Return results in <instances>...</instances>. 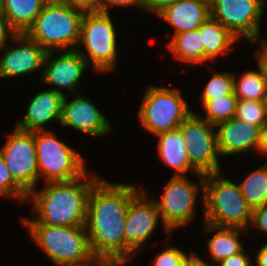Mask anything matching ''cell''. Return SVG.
I'll use <instances>...</instances> for the list:
<instances>
[{"label":"cell","mask_w":267,"mask_h":266,"mask_svg":"<svg viewBox=\"0 0 267 266\" xmlns=\"http://www.w3.org/2000/svg\"><path fill=\"white\" fill-rule=\"evenodd\" d=\"M11 44L1 49L0 80L34 74L43 68L47 51L25 33L16 34ZM18 44V45H17ZM17 45V46H16Z\"/></svg>","instance_id":"16"},{"label":"cell","mask_w":267,"mask_h":266,"mask_svg":"<svg viewBox=\"0 0 267 266\" xmlns=\"http://www.w3.org/2000/svg\"><path fill=\"white\" fill-rule=\"evenodd\" d=\"M157 140V152L160 159L173 169V176L197 174L188 159L187 147L179 129L162 132L154 136Z\"/></svg>","instance_id":"21"},{"label":"cell","mask_w":267,"mask_h":266,"mask_svg":"<svg viewBox=\"0 0 267 266\" xmlns=\"http://www.w3.org/2000/svg\"><path fill=\"white\" fill-rule=\"evenodd\" d=\"M258 251H256L255 259L254 260V266H267V243L262 244V246L259 248Z\"/></svg>","instance_id":"40"},{"label":"cell","mask_w":267,"mask_h":266,"mask_svg":"<svg viewBox=\"0 0 267 266\" xmlns=\"http://www.w3.org/2000/svg\"><path fill=\"white\" fill-rule=\"evenodd\" d=\"M194 177L197 183L187 176L172 175L163 188L161 197L153 199L162 219L164 233L168 236L179 227L193 222L200 192L204 213L205 175L197 173Z\"/></svg>","instance_id":"7"},{"label":"cell","mask_w":267,"mask_h":266,"mask_svg":"<svg viewBox=\"0 0 267 266\" xmlns=\"http://www.w3.org/2000/svg\"><path fill=\"white\" fill-rule=\"evenodd\" d=\"M247 204L255 209L267 204V163L251 171L238 182Z\"/></svg>","instance_id":"26"},{"label":"cell","mask_w":267,"mask_h":266,"mask_svg":"<svg viewBox=\"0 0 267 266\" xmlns=\"http://www.w3.org/2000/svg\"><path fill=\"white\" fill-rule=\"evenodd\" d=\"M222 175V171L205 175L203 222L249 230L253 209L239 184Z\"/></svg>","instance_id":"4"},{"label":"cell","mask_w":267,"mask_h":266,"mask_svg":"<svg viewBox=\"0 0 267 266\" xmlns=\"http://www.w3.org/2000/svg\"><path fill=\"white\" fill-rule=\"evenodd\" d=\"M252 256L247 253L244 248L240 253L231 255L225 260L219 262L216 266H254Z\"/></svg>","instance_id":"34"},{"label":"cell","mask_w":267,"mask_h":266,"mask_svg":"<svg viewBox=\"0 0 267 266\" xmlns=\"http://www.w3.org/2000/svg\"><path fill=\"white\" fill-rule=\"evenodd\" d=\"M204 46V64L217 60V57L231 54L234 44L238 41L220 22L209 17L198 28Z\"/></svg>","instance_id":"22"},{"label":"cell","mask_w":267,"mask_h":266,"mask_svg":"<svg viewBox=\"0 0 267 266\" xmlns=\"http://www.w3.org/2000/svg\"><path fill=\"white\" fill-rule=\"evenodd\" d=\"M250 228H257L267 235V204L253 209Z\"/></svg>","instance_id":"35"},{"label":"cell","mask_w":267,"mask_h":266,"mask_svg":"<svg viewBox=\"0 0 267 266\" xmlns=\"http://www.w3.org/2000/svg\"><path fill=\"white\" fill-rule=\"evenodd\" d=\"M17 33L10 27L0 12V50L10 42ZM10 39V40H9Z\"/></svg>","instance_id":"38"},{"label":"cell","mask_w":267,"mask_h":266,"mask_svg":"<svg viewBox=\"0 0 267 266\" xmlns=\"http://www.w3.org/2000/svg\"><path fill=\"white\" fill-rule=\"evenodd\" d=\"M63 94L51 90L37 91L28 103L25 114L14 125L24 131H45L51 121L60 123L62 115Z\"/></svg>","instance_id":"18"},{"label":"cell","mask_w":267,"mask_h":266,"mask_svg":"<svg viewBox=\"0 0 267 266\" xmlns=\"http://www.w3.org/2000/svg\"><path fill=\"white\" fill-rule=\"evenodd\" d=\"M199 29L180 32L166 43L174 59L190 65L204 64V46Z\"/></svg>","instance_id":"24"},{"label":"cell","mask_w":267,"mask_h":266,"mask_svg":"<svg viewBox=\"0 0 267 266\" xmlns=\"http://www.w3.org/2000/svg\"><path fill=\"white\" fill-rule=\"evenodd\" d=\"M266 6L267 0H211L210 17L239 40L244 37L252 42L261 39V19Z\"/></svg>","instance_id":"11"},{"label":"cell","mask_w":267,"mask_h":266,"mask_svg":"<svg viewBox=\"0 0 267 266\" xmlns=\"http://www.w3.org/2000/svg\"><path fill=\"white\" fill-rule=\"evenodd\" d=\"M214 263L205 261L204 258H201L195 252L191 251L187 255V266H216Z\"/></svg>","instance_id":"39"},{"label":"cell","mask_w":267,"mask_h":266,"mask_svg":"<svg viewBox=\"0 0 267 266\" xmlns=\"http://www.w3.org/2000/svg\"><path fill=\"white\" fill-rule=\"evenodd\" d=\"M41 0H0V12L17 33H26L44 7Z\"/></svg>","instance_id":"23"},{"label":"cell","mask_w":267,"mask_h":266,"mask_svg":"<svg viewBox=\"0 0 267 266\" xmlns=\"http://www.w3.org/2000/svg\"><path fill=\"white\" fill-rule=\"evenodd\" d=\"M0 197L16 198L20 203H26L28 193L12 178L0 151ZM26 201V202H25Z\"/></svg>","instance_id":"30"},{"label":"cell","mask_w":267,"mask_h":266,"mask_svg":"<svg viewBox=\"0 0 267 266\" xmlns=\"http://www.w3.org/2000/svg\"><path fill=\"white\" fill-rule=\"evenodd\" d=\"M203 232L206 235L213 236L207 240L208 253L211 256L215 265L225 260L231 255L240 253L244 249V244L241 241V235H244L250 230L228 227V226H217L210 223L203 222Z\"/></svg>","instance_id":"20"},{"label":"cell","mask_w":267,"mask_h":266,"mask_svg":"<svg viewBox=\"0 0 267 266\" xmlns=\"http://www.w3.org/2000/svg\"><path fill=\"white\" fill-rule=\"evenodd\" d=\"M162 222L157 204L143 189L130 201L127 209L125 234V266L156 232ZM141 248V249H140Z\"/></svg>","instance_id":"13"},{"label":"cell","mask_w":267,"mask_h":266,"mask_svg":"<svg viewBox=\"0 0 267 266\" xmlns=\"http://www.w3.org/2000/svg\"><path fill=\"white\" fill-rule=\"evenodd\" d=\"M257 153L263 157L267 155V126L262 129L261 142Z\"/></svg>","instance_id":"41"},{"label":"cell","mask_w":267,"mask_h":266,"mask_svg":"<svg viewBox=\"0 0 267 266\" xmlns=\"http://www.w3.org/2000/svg\"><path fill=\"white\" fill-rule=\"evenodd\" d=\"M138 109L139 127L156 136L176 130L193 112L177 87L150 85Z\"/></svg>","instance_id":"8"},{"label":"cell","mask_w":267,"mask_h":266,"mask_svg":"<svg viewBox=\"0 0 267 266\" xmlns=\"http://www.w3.org/2000/svg\"><path fill=\"white\" fill-rule=\"evenodd\" d=\"M173 28V35L198 29L210 17V2L178 0L157 15Z\"/></svg>","instance_id":"19"},{"label":"cell","mask_w":267,"mask_h":266,"mask_svg":"<svg viewBox=\"0 0 267 266\" xmlns=\"http://www.w3.org/2000/svg\"><path fill=\"white\" fill-rule=\"evenodd\" d=\"M83 15L64 3L44 5L25 34L47 52L73 50L79 41Z\"/></svg>","instance_id":"6"},{"label":"cell","mask_w":267,"mask_h":266,"mask_svg":"<svg viewBox=\"0 0 267 266\" xmlns=\"http://www.w3.org/2000/svg\"><path fill=\"white\" fill-rule=\"evenodd\" d=\"M165 249L155 255L152 266H179V263L188 255L183 250L171 246L170 238L165 239Z\"/></svg>","instance_id":"31"},{"label":"cell","mask_w":267,"mask_h":266,"mask_svg":"<svg viewBox=\"0 0 267 266\" xmlns=\"http://www.w3.org/2000/svg\"><path fill=\"white\" fill-rule=\"evenodd\" d=\"M13 128L0 151L12 178L29 194L40 183L34 132Z\"/></svg>","instance_id":"12"},{"label":"cell","mask_w":267,"mask_h":266,"mask_svg":"<svg viewBox=\"0 0 267 266\" xmlns=\"http://www.w3.org/2000/svg\"><path fill=\"white\" fill-rule=\"evenodd\" d=\"M234 117L258 125L263 129L267 126L266 102L238 100Z\"/></svg>","instance_id":"29"},{"label":"cell","mask_w":267,"mask_h":266,"mask_svg":"<svg viewBox=\"0 0 267 266\" xmlns=\"http://www.w3.org/2000/svg\"><path fill=\"white\" fill-rule=\"evenodd\" d=\"M199 101L205 115H198L211 125L216 126L234 117L238 99L233 93L214 99H200Z\"/></svg>","instance_id":"27"},{"label":"cell","mask_w":267,"mask_h":266,"mask_svg":"<svg viewBox=\"0 0 267 266\" xmlns=\"http://www.w3.org/2000/svg\"><path fill=\"white\" fill-rule=\"evenodd\" d=\"M111 17L102 11L84 13L76 47L88 65L101 74L114 71L119 59L118 31Z\"/></svg>","instance_id":"5"},{"label":"cell","mask_w":267,"mask_h":266,"mask_svg":"<svg viewBox=\"0 0 267 266\" xmlns=\"http://www.w3.org/2000/svg\"><path fill=\"white\" fill-rule=\"evenodd\" d=\"M100 174L88 173L71 181L47 182L37 186L27 197L33 218L22 217V224L51 226H85L87 200Z\"/></svg>","instance_id":"2"},{"label":"cell","mask_w":267,"mask_h":266,"mask_svg":"<svg viewBox=\"0 0 267 266\" xmlns=\"http://www.w3.org/2000/svg\"><path fill=\"white\" fill-rule=\"evenodd\" d=\"M179 266H187V256L179 263Z\"/></svg>","instance_id":"43"},{"label":"cell","mask_w":267,"mask_h":266,"mask_svg":"<svg viewBox=\"0 0 267 266\" xmlns=\"http://www.w3.org/2000/svg\"><path fill=\"white\" fill-rule=\"evenodd\" d=\"M97 266H111V265H107V264L100 263V264L97 265Z\"/></svg>","instance_id":"44"},{"label":"cell","mask_w":267,"mask_h":266,"mask_svg":"<svg viewBox=\"0 0 267 266\" xmlns=\"http://www.w3.org/2000/svg\"><path fill=\"white\" fill-rule=\"evenodd\" d=\"M72 100L67 94L62 102L61 126L70 127L78 132L101 138L112 132L113 124L96 107L90 98L81 95L80 92L74 94Z\"/></svg>","instance_id":"15"},{"label":"cell","mask_w":267,"mask_h":266,"mask_svg":"<svg viewBox=\"0 0 267 266\" xmlns=\"http://www.w3.org/2000/svg\"><path fill=\"white\" fill-rule=\"evenodd\" d=\"M29 238L56 266H97L85 226L23 224Z\"/></svg>","instance_id":"3"},{"label":"cell","mask_w":267,"mask_h":266,"mask_svg":"<svg viewBox=\"0 0 267 266\" xmlns=\"http://www.w3.org/2000/svg\"><path fill=\"white\" fill-rule=\"evenodd\" d=\"M45 5L63 3V0H41Z\"/></svg>","instance_id":"42"},{"label":"cell","mask_w":267,"mask_h":266,"mask_svg":"<svg viewBox=\"0 0 267 266\" xmlns=\"http://www.w3.org/2000/svg\"><path fill=\"white\" fill-rule=\"evenodd\" d=\"M176 1L178 0H140V9L158 15L166 7L172 5Z\"/></svg>","instance_id":"36"},{"label":"cell","mask_w":267,"mask_h":266,"mask_svg":"<svg viewBox=\"0 0 267 266\" xmlns=\"http://www.w3.org/2000/svg\"><path fill=\"white\" fill-rule=\"evenodd\" d=\"M88 67V63L76 49L50 51L45 55L38 80L45 87L50 86L48 89L63 95H66L63 90H67L74 96L77 89H80L83 74Z\"/></svg>","instance_id":"14"},{"label":"cell","mask_w":267,"mask_h":266,"mask_svg":"<svg viewBox=\"0 0 267 266\" xmlns=\"http://www.w3.org/2000/svg\"><path fill=\"white\" fill-rule=\"evenodd\" d=\"M63 3L82 13L100 11V0H63Z\"/></svg>","instance_id":"33"},{"label":"cell","mask_w":267,"mask_h":266,"mask_svg":"<svg viewBox=\"0 0 267 266\" xmlns=\"http://www.w3.org/2000/svg\"><path fill=\"white\" fill-rule=\"evenodd\" d=\"M251 43V47L252 45H259V48H257L253 53H254V59L256 61V66L260 69L263 79L266 81L267 83V39H260L257 41H252L249 42L248 44L250 45ZM259 43V44H258Z\"/></svg>","instance_id":"32"},{"label":"cell","mask_w":267,"mask_h":266,"mask_svg":"<svg viewBox=\"0 0 267 266\" xmlns=\"http://www.w3.org/2000/svg\"><path fill=\"white\" fill-rule=\"evenodd\" d=\"M212 77L201 91L199 99H214L233 94L234 75L232 72L213 71Z\"/></svg>","instance_id":"28"},{"label":"cell","mask_w":267,"mask_h":266,"mask_svg":"<svg viewBox=\"0 0 267 266\" xmlns=\"http://www.w3.org/2000/svg\"><path fill=\"white\" fill-rule=\"evenodd\" d=\"M128 7L135 6L140 8V0H100V11L111 12V7Z\"/></svg>","instance_id":"37"},{"label":"cell","mask_w":267,"mask_h":266,"mask_svg":"<svg viewBox=\"0 0 267 266\" xmlns=\"http://www.w3.org/2000/svg\"><path fill=\"white\" fill-rule=\"evenodd\" d=\"M215 127L220 157L241 156L252 150L257 154L262 135L258 125L233 117Z\"/></svg>","instance_id":"17"},{"label":"cell","mask_w":267,"mask_h":266,"mask_svg":"<svg viewBox=\"0 0 267 266\" xmlns=\"http://www.w3.org/2000/svg\"><path fill=\"white\" fill-rule=\"evenodd\" d=\"M107 180L100 177L89 192L85 227L92 253L99 263L125 266L127 209L142 189L137 184Z\"/></svg>","instance_id":"1"},{"label":"cell","mask_w":267,"mask_h":266,"mask_svg":"<svg viewBox=\"0 0 267 266\" xmlns=\"http://www.w3.org/2000/svg\"><path fill=\"white\" fill-rule=\"evenodd\" d=\"M39 181L45 183L71 181L83 176L86 170L84 157L67 145L51 130L34 131Z\"/></svg>","instance_id":"9"},{"label":"cell","mask_w":267,"mask_h":266,"mask_svg":"<svg viewBox=\"0 0 267 266\" xmlns=\"http://www.w3.org/2000/svg\"><path fill=\"white\" fill-rule=\"evenodd\" d=\"M234 75L233 92L238 100H253L266 102L267 100V83L263 79L260 69L247 70L241 75Z\"/></svg>","instance_id":"25"},{"label":"cell","mask_w":267,"mask_h":266,"mask_svg":"<svg viewBox=\"0 0 267 266\" xmlns=\"http://www.w3.org/2000/svg\"><path fill=\"white\" fill-rule=\"evenodd\" d=\"M187 147L191 167L200 174L221 172L216 127L194 111L178 128Z\"/></svg>","instance_id":"10"}]
</instances>
